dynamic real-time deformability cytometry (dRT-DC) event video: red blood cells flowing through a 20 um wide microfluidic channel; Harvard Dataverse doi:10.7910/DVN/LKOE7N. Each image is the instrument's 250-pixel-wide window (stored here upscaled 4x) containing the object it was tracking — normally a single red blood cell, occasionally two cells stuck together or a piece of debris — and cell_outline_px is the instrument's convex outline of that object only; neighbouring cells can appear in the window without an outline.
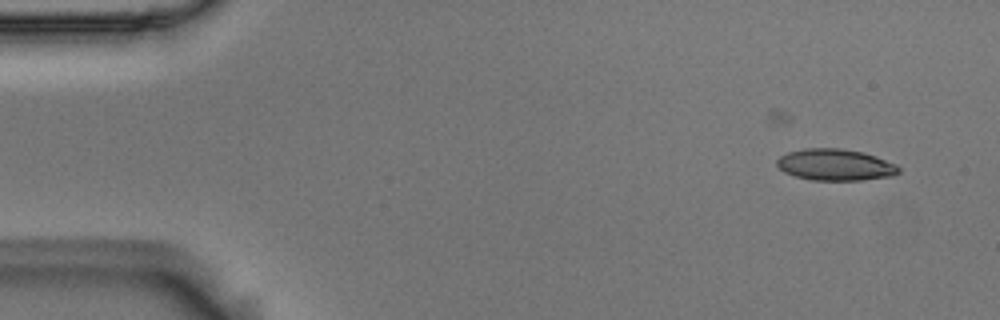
{"species": "Egyptian fruit bat (a non-hibernating species)", "species_latin": "Rousettus aegyptiacus", "temperature_condition": "room temperature", "stored_images_in_passage": 7, "camera_frame_rate_fps": 3000, "um_per_image_px": 0.085, "animal": {"sex": "male"}, "frame": {"image": 1, "passage_image": 3, "time_ms": 0.667, "image_size_px": [1000, 320], "cell_outline_px": [[900, 172], [892, 176], [860, 180], [812, 180], [796, 176], [784, 172], [776, 164], [776, 160], [780, 156], [788, 152], [804, 148], [840, 148], [864, 152], [876, 156], [896, 164], [900, 168]], "centroid_in_image_um": [71.01, 14.0], "position_along_channel_um": 14.0, "area_um2": 22.43}}
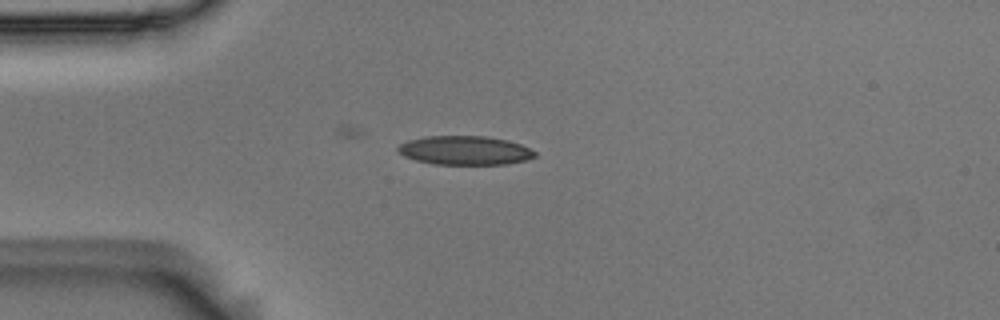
{"frame": {"image": 2, "passage_image": 6, "time_ms": 1.667, "image_size_px": [1000, 320], "cell_outline_px": [[536, 156], [524, 160], [504, 164], [436, 164], [416, 160], [404, 156], [396, 148], [400, 144], [408, 140], [424, 136], [484, 136], [508, 140], [520, 144], [536, 152]], "centroid_in_image_um": [39.49, 12.77], "position_along_channel_um": 45.5, "area_um2": 22.89}}
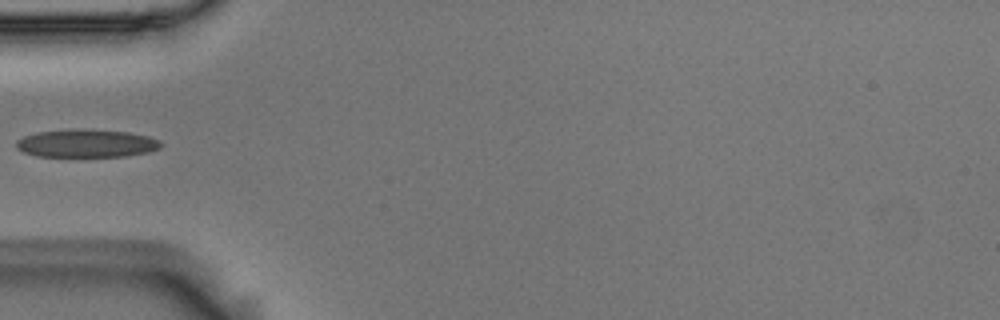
{"frame": {"image": 3, "passage_image": 7, "time_ms": 2.0, "image_size_px": [1000, 320], "cell_outline_px": [[164, 144], [160, 148], [148, 152], [124, 156], [36, 156], [24, 152], [16, 148], [16, 140], [24, 136], [36, 132], [128, 132], [148, 136], [160, 140]], "centroid_in_image_um": [7.38, 12.24], "position_along_channel_um": 77.6, "area_um2": 22.37}}